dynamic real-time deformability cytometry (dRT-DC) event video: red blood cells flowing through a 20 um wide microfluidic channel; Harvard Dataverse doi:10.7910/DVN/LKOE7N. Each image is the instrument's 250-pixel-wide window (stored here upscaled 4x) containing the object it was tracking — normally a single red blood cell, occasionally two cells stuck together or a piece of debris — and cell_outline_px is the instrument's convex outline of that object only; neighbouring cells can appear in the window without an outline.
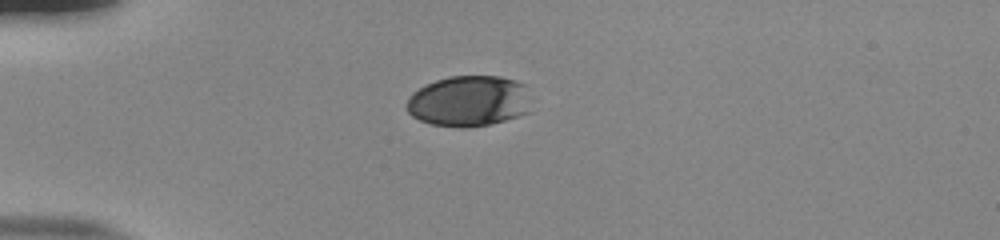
{"species": "human", "species_latin": "Homo sapiens", "temperature_condition": "room temperature", "stored_images_in_passage": 40, "camera_frame_rate_fps": 3000, "um_per_image_px": 0.085, "donor": {"sex": "male"}, "frame": {"image": 1, "passage_image": 1, "time_ms": 0.0, "image_size_px": [1000, 240], "cell_outline_px": [[528, 112], [504, 120], [488, 124], [464, 128], [460, 128], [432, 124], [420, 120], [412, 116], [408, 112], [408, 96], [412, 92], [436, 80], [448, 76], [500, 76], [516, 80], [524, 84]], "centroid_in_image_um": [39.8, 8.58], "position_along_channel_um": 45.2, "area_um2": 36.41}}
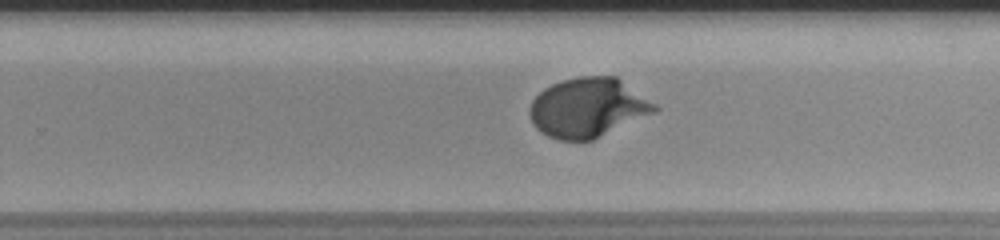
{"frame": {"image": 2, "passage_image": 22, "time_ms": 7.0, "image_size_px": [1000, 240], "cell_outline_px": [[660, 108], [656, 112], [592, 140], [560, 140], [548, 136], [540, 132], [532, 124], [528, 112], [528, 108], [532, 100], [544, 88], [552, 84], [564, 80], [580, 76], [616, 76], [656, 104]], "centroid_in_image_um": [49.95, 9.15], "position_along_channel_um": 279.8, "area_um2": 43.23}}
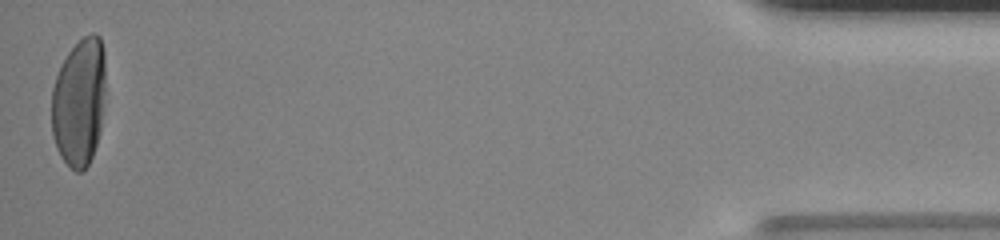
{"frame": {"image": 3, "passage_image": 40, "time_ms": 13.0, "image_size_px": [1000, 240], "cell_outline_px": [[104, 100], [100, 132], [92, 156], [88, 164], [80, 172], [76, 172], [60, 156], [56, 148], [52, 136], [52, 88], [56, 76], [68, 52], [84, 36], [92, 32], [100, 36], [104, 52]], "centroid_in_image_um": [6.72, 8.67], "position_along_channel_um": 428.5, "area_um2": 40.23}, "authors_computed_cell_mechanics": {"area_um2": 40.5178, "velocity_mm_per_s": 3.8103, "shape_relaxation_time_tau1_ms": 3.0287, "shape_relaxation_time_tau2_ms": null, "deformation_change_tau1": 0.1672, "deformation_change_tau2": null}}